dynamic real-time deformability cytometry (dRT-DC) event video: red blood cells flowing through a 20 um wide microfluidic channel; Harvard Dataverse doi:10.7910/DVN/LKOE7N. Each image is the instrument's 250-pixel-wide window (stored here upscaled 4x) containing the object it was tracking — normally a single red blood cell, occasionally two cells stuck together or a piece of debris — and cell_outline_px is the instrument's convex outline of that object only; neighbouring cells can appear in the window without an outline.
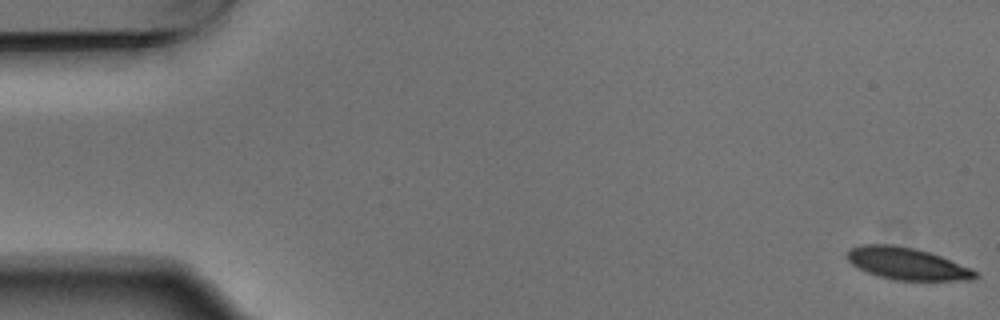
{"species": "Egyptian fruit bat (a non-hibernating species)", "species_latin": "Rousettus aegyptiacus", "temperature_condition": "warm", "stored_images_in_passage": 6, "camera_frame_rate_fps": 3000, "um_per_image_px": 0.085, "animal": {"sex": "male"}, "frame": {"image": 1, "passage_image": 1, "time_ms": 0.0, "image_size_px": [1000, 320], "cell_outline_px": [[980, 276], [976, 280], [896, 280], [876, 276], [852, 264], [848, 260], [844, 252], [852, 248], [864, 244], [888, 244], [916, 248], [940, 256], [972, 268]], "centroid_in_image_um": [77.11, 22.41], "position_along_channel_um": 7.9, "area_um2": 23.99}}